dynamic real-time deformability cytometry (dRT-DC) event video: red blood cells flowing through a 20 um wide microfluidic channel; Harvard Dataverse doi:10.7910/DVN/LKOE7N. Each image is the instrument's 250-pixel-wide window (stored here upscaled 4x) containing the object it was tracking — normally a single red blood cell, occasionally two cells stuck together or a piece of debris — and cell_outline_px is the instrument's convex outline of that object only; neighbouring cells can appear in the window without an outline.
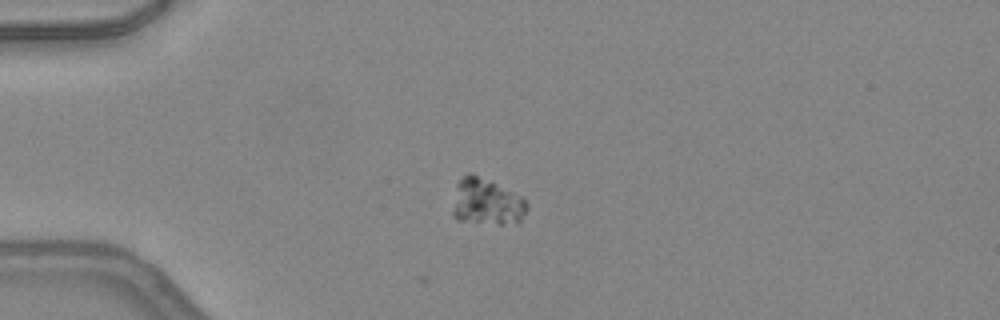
{"species": "common noctule bat (a hibernating species)", "species_latin": "Nyctalus noctula", "temperature_condition": "warm", "stored_images_in_passage": 32, "camera_frame_rate_fps": 3000, "um_per_image_px": 0.085, "animal": {"sex": "female", "body_mass_g": 24.6, "forearm_length_mm": 56.2}, "frame": {"image": 1, "passage_image": 1, "time_ms": 0.0, "image_size_px": [1000, 320], "cell_outline_px": [[528, 208], [520, 220], [516, 224], [496, 224], [456, 220], [452, 216], [452, 212], [456, 184], [468, 172], [472, 172], [524, 196], [528, 204]], "centroid_in_image_um": [41.38, 17.16], "position_along_channel_um": 43.6, "area_um2": 20.58}}
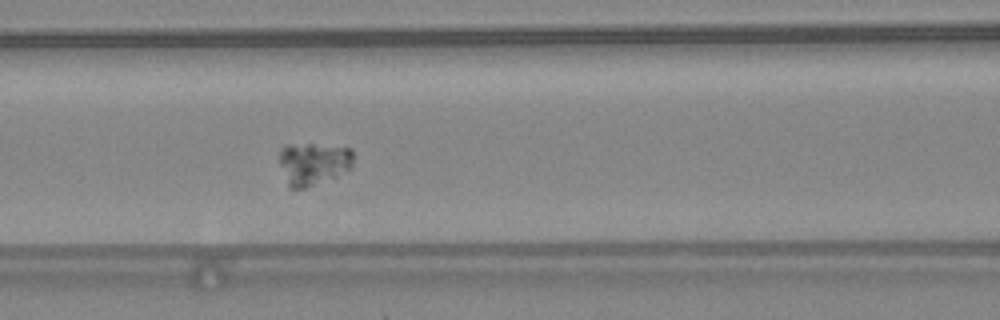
{"frame": {"image": 2, "passage_image": 10, "time_ms": 3.0, "image_size_px": [1000, 320], "cell_outline_px": [[352, 168], [336, 176], [304, 188], [288, 188], [280, 164], [280, 148], [288, 144], [312, 144], [352, 148]], "centroid_in_image_um": [26.62, 13.9], "position_along_channel_um": 140.0, "area_um2": 18.26}}
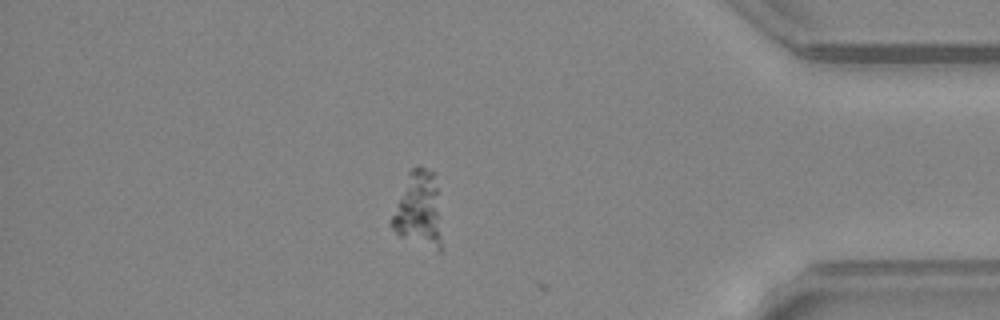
{"frame": {"image": 3, "passage_image": 31, "time_ms": 10.0, "image_size_px": [1000, 320], "cell_outline_px": [[440, 252], [400, 236], [388, 224], [408, 172], [412, 168], [424, 168], [436, 172], [440, 240]], "centroid_in_image_um": [35.55, 17.8], "position_along_channel_um": 399.6, "area_um2": 21.68}}